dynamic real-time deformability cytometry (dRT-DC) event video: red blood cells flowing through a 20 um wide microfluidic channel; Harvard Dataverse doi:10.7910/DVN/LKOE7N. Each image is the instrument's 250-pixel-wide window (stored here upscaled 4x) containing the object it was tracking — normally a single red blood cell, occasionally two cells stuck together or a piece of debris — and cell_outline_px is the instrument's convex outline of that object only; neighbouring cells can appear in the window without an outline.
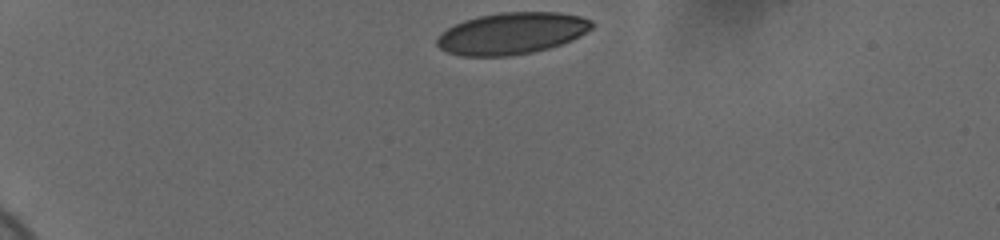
{"species": "human", "species_latin": "Homo sapiens", "temperature_condition": "cold", "stored_images_in_passage": 36, "camera_frame_rate_fps": 3000, "um_per_image_px": 0.085, "donor": {"sex": "female"}, "frame": {"image": 1, "passage_image": 1, "time_ms": 0.0, "image_size_px": [1000, 240], "cell_outline_px": [[592, 28], [580, 36], [572, 40], [548, 48], [532, 52], [512, 56], [460, 56], [448, 52], [440, 48], [436, 44], [436, 36], [440, 32], [464, 20], [480, 16], [500, 12], [560, 12], [580, 16], [592, 20]], "centroid_in_image_um": [43.48, 2.84], "position_along_channel_um": 41.5, "area_um2": 37.74}}
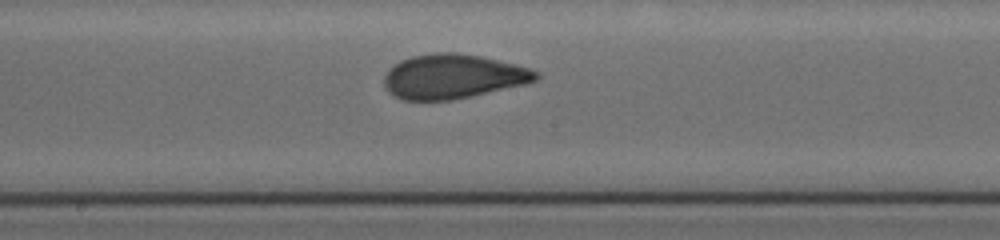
{"frame": {"image": 2, "passage_image": 20, "time_ms": 6.333, "image_size_px": [1000, 240], "cell_outline_px": [[540, 76], [536, 80], [524, 84], [452, 100], [404, 100], [392, 96], [384, 88], [384, 76], [388, 68], [400, 60], [412, 56], [436, 52], [456, 52], [480, 56], [516, 64], [540, 72]], "centroid_in_image_um": [38.45, 6.49], "position_along_channel_um": 209.7, "area_um2": 39.42}}
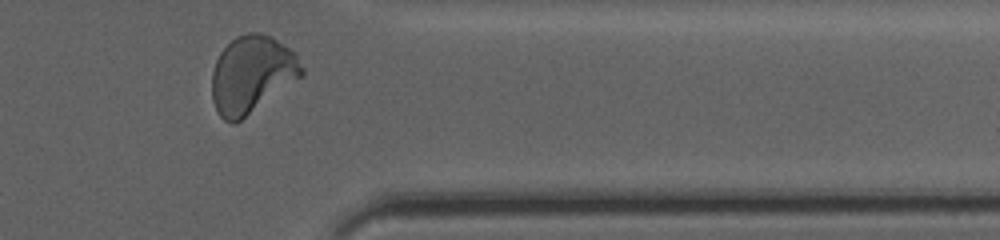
{"frame": {"image": 3, "passage_image": 35, "time_ms": 11.333, "image_size_px": [1000, 240], "cell_outline_px": [[304, 76], [236, 124], [232, 124], [224, 120], [220, 116], [212, 100], [212, 72], [216, 60], [220, 52], [236, 36], [248, 32], [260, 32], [272, 36], [296, 52], [304, 68]], "centroid_in_image_um": [21.44, 6.33], "position_along_channel_um": 390.0, "area_um2": 41.04}, "authors_computed_cell_mechanics": {"area_um2": 39.2751, "velocity_mm_per_s": 3.6871, "shape_relaxation_time_tau1_ms": 5.4754, "shape_relaxation_time_tau2_ms": null, "deformation_change_tau1": 0.1635, "deformation_change_tau2": null}}